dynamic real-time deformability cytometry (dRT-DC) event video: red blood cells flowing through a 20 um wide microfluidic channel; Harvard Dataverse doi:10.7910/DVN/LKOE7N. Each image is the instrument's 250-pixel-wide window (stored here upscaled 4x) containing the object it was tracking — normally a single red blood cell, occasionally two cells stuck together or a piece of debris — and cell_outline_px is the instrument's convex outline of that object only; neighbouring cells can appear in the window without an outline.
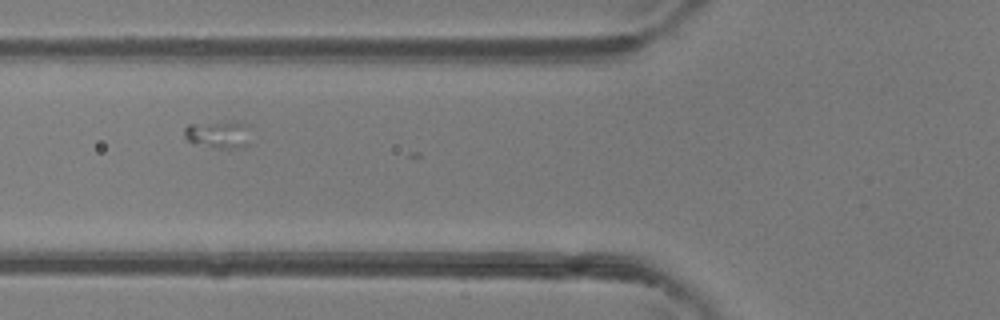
{"species": "common noctule bat (a hibernating species)", "species_latin": "Nyctalus noctula", "temperature_condition": "room temperature", "stored_images_in_passage": 12, "camera_frame_rate_fps": 3000, "um_per_image_px": 0.085, "animal": {"sex": "female"}, "frame": {"image": 1, "passage_image": 3, "time_ms": 0.667, "image_size_px": [1000, 320], "cell_outline_px": [[248, 144], [244, 148], [220, 148], [192, 144], [184, 136], [184, 128], [188, 124], [232, 120], [248, 124]], "centroid_in_image_um": [18.55, 11.41], "position_along_channel_um": 107.2, "area_um2": 10.98}}
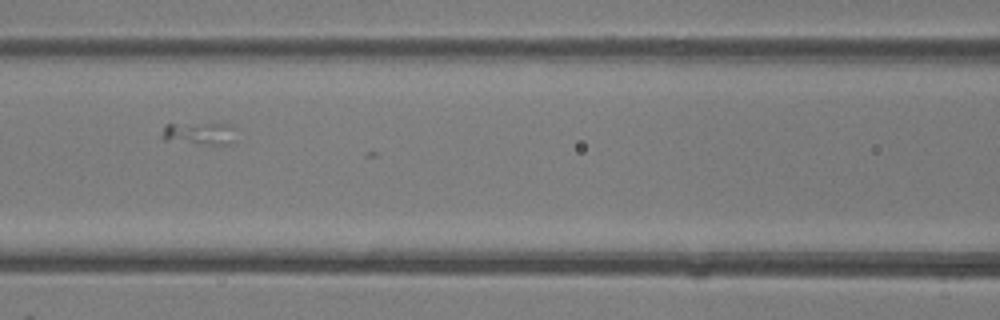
{"frame": {"image": 2, "passage_image": 6, "time_ms": 1.667, "image_size_px": [1000, 320], "cell_outline_px": [[236, 140], [232, 144], [200, 144], [164, 140], [160, 136], [164, 124], [232, 124], [236, 128]], "centroid_in_image_um": [17.0, 11.35], "position_along_channel_um": 149.6, "area_um2": 10.0}}